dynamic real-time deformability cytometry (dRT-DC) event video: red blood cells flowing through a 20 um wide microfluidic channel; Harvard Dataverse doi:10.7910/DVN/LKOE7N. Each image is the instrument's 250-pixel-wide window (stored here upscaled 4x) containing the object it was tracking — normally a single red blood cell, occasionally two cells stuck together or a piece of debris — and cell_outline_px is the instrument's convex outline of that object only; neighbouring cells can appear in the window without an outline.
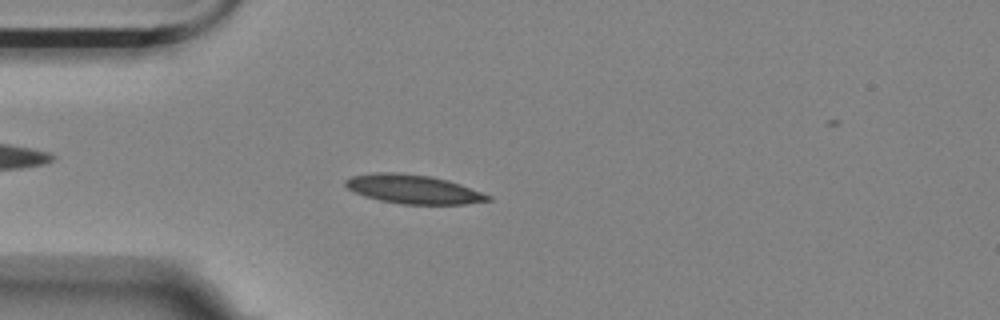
{"species": "Egyptian fruit bat (a non-hibernating species)", "species_latin": "Rousettus aegyptiacus", "temperature_condition": "room temperature", "stored_images_in_passage": 6, "camera_frame_rate_fps": 3000, "um_per_image_px": 0.085, "animal": {"sex": "female"}, "frame": {"image": 1, "passage_image": 5, "time_ms": 4.667, "image_size_px": [1000, 320], "cell_outline_px": [[492, 200], [464, 204], [400, 204], [380, 200], [364, 196], [348, 188], [344, 184], [344, 180], [352, 176], [372, 172], [400, 172], [428, 176], [448, 180], [460, 184], [492, 196]], "centroid_in_image_um": [35.11, 16.07], "position_along_channel_um": 49.9, "area_um2": 23.99}}